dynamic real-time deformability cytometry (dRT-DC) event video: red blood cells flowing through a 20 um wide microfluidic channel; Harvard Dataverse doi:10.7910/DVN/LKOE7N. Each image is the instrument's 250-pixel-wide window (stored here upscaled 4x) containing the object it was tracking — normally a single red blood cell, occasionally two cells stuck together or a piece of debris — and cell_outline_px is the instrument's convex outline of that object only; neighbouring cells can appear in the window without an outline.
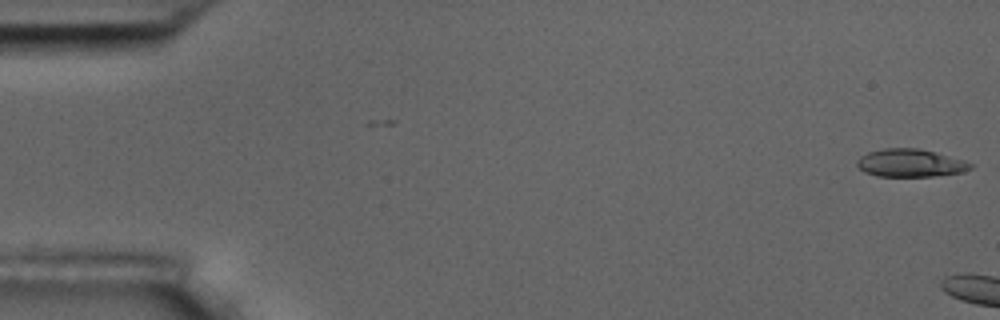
{"species": "common noctule bat (a hibernating species)", "species_latin": "Nyctalus noctula", "temperature_condition": "room temperature", "stored_images_in_passage": 6, "camera_frame_rate_fps": 3000, "um_per_image_px": 0.085, "animal": {"sex": "male", "body_mass_g": 17.5, "forearm_length_mm": 52.3}, "frame": {"image": 1, "passage_image": 1, "time_ms": 0.0, "image_size_px": [1000, 320], "cell_outline_px": [[972, 168], [964, 172], [932, 176], [876, 176], [864, 172], [856, 164], [856, 160], [860, 156], [868, 152], [884, 148], [920, 148], [964, 160], [972, 164]], "centroid_in_image_um": [77.36, 13.85], "position_along_channel_um": 7.6, "area_um2": 18.44}}
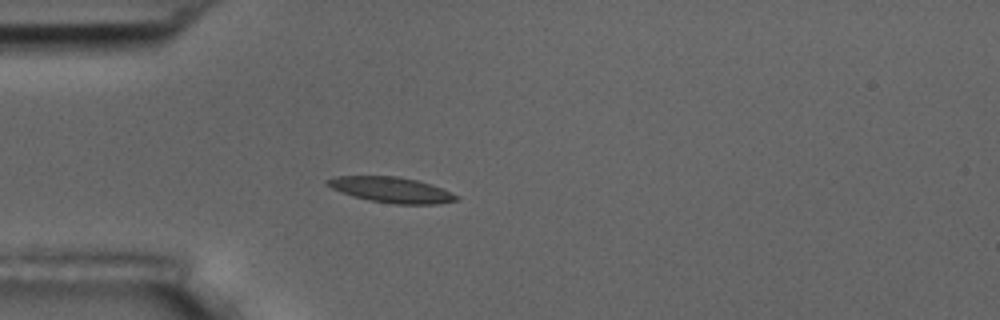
{"frame": {"image": 2, "passage_image": 6, "time_ms": 6.333, "image_size_px": [1000, 320], "cell_outline_px": [[460, 200], [436, 204], [396, 204], [368, 200], [352, 196], [332, 188], [324, 184], [324, 180], [332, 176], [396, 176], [416, 180], [432, 184], [460, 196]], "centroid_in_image_um": [33.25, 16.13], "position_along_channel_um": 51.7, "area_um2": 19.36}}